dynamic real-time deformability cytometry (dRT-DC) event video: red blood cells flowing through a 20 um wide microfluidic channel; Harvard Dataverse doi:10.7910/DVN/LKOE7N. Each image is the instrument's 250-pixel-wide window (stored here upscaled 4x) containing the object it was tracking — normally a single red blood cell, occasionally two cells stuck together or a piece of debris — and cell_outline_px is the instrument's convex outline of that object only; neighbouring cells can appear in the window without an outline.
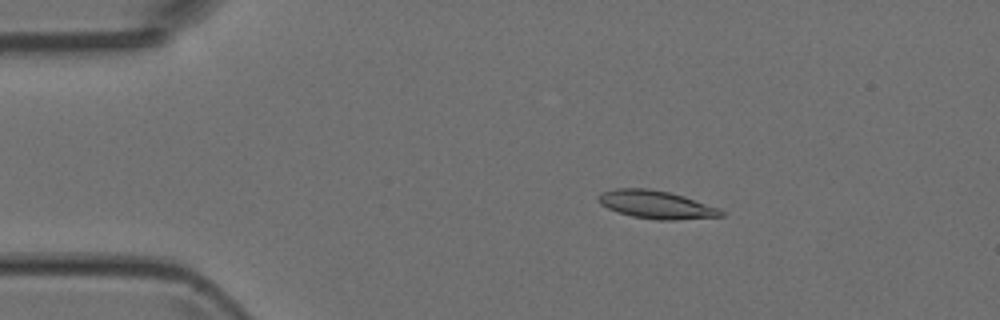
{"species": "Egyptian fruit bat (a non-hibernating species)", "species_latin": "Rousettus aegyptiacus", "temperature_condition": "room temperature", "stored_images_in_passage": 6, "camera_frame_rate_fps": 3000, "um_per_image_px": 0.085, "animal": {"sex": "female"}, "frame": {"image": 1, "passage_image": 3, "time_ms": 2.0, "image_size_px": [1000, 320], "cell_outline_px": [[724, 216], [672, 220], [656, 220], [632, 216], [608, 208], [600, 204], [596, 196], [600, 192], [616, 188], [648, 188], [668, 192], [684, 196], [720, 208], [724, 212]], "centroid_in_image_um": [55.77, 17.38], "position_along_channel_um": 29.2, "area_um2": 20.06}}
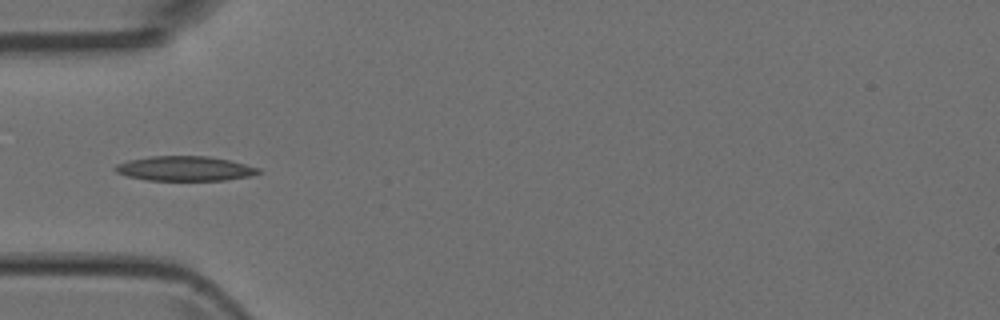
{"frame": {"image": 2, "passage_image": 5, "time_ms": 4.333, "image_size_px": [1000, 320], "cell_outline_px": [[260, 172], [248, 176], [224, 180], [148, 180], [128, 176], [116, 172], [112, 168], [116, 164], [128, 160], [152, 156], [208, 156], [228, 160], [260, 168]], "centroid_in_image_um": [15.66, 14.32], "position_along_channel_um": 69.3, "area_um2": 20.4}}
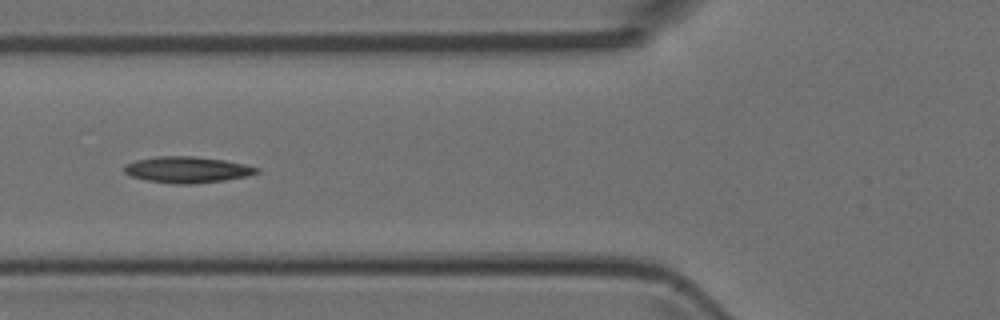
{"frame": {"image": 3, "passage_image": 6, "time_ms": 5.333, "image_size_px": [1000, 320], "cell_outline_px": [[260, 172], [248, 176], [224, 180], [192, 184], [176, 184], [148, 180], [132, 176], [124, 172], [124, 164], [136, 160], [156, 156], [196, 156], [224, 160], [244, 164], [260, 168]], "centroid_in_image_um": [15.93, 14.41], "position_along_channel_um": 109.9, "area_um2": 20.23}}